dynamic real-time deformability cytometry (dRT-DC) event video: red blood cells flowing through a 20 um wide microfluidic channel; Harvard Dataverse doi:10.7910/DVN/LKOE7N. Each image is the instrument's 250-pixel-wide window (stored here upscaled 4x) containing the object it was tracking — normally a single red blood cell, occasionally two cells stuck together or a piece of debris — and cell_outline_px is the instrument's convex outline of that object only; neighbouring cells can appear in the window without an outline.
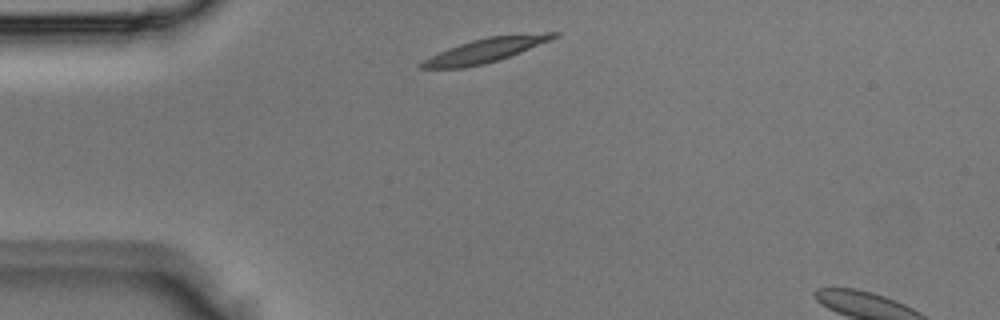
{"species": "Egyptian fruit bat (a non-hibernating species)", "species_latin": "Rousettus aegyptiacus", "temperature_condition": "room temperature", "stored_images_in_passage": 2, "segment_of_instrument_passage": [1, 2], "camera_frame_rate_fps": 3000, "um_per_image_px": 0.085, "animal": {"sex": "male"}, "frame": {"image": 1, "passage_image": 1, "time_ms": 0.0, "image_size_px": [1000, 320], "cell_outline_px": [[560, 36], [500, 60], [484, 64], [464, 68], [420, 68], [416, 64], [448, 48], [472, 40], [488, 36], [544, 32], [560, 32]], "centroid_in_image_um": [41.3, 4.27], "position_along_channel_um": 43.7, "area_um2": 18.61}}